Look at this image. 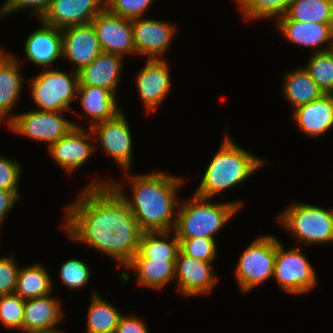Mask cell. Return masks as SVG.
Masks as SVG:
<instances>
[{"label":"cell","mask_w":333,"mask_h":333,"mask_svg":"<svg viewBox=\"0 0 333 333\" xmlns=\"http://www.w3.org/2000/svg\"><path fill=\"white\" fill-rule=\"evenodd\" d=\"M111 181L94 179L65 211L62 227L70 238L88 244L126 267L138 252L143 231Z\"/></svg>","instance_id":"6da1fadb"},{"label":"cell","mask_w":333,"mask_h":333,"mask_svg":"<svg viewBox=\"0 0 333 333\" xmlns=\"http://www.w3.org/2000/svg\"><path fill=\"white\" fill-rule=\"evenodd\" d=\"M131 186V197L124 193L122 185L110 182V186L123 198L143 232L173 231L179 199L175 195L185 179L165 172H153L125 176ZM175 215V216H174Z\"/></svg>","instance_id":"7a4b0ae2"},{"label":"cell","mask_w":333,"mask_h":333,"mask_svg":"<svg viewBox=\"0 0 333 333\" xmlns=\"http://www.w3.org/2000/svg\"><path fill=\"white\" fill-rule=\"evenodd\" d=\"M265 163L263 159L236 145L226 133L194 193L211 199L222 191L240 185Z\"/></svg>","instance_id":"3957f363"},{"label":"cell","mask_w":333,"mask_h":333,"mask_svg":"<svg viewBox=\"0 0 333 333\" xmlns=\"http://www.w3.org/2000/svg\"><path fill=\"white\" fill-rule=\"evenodd\" d=\"M209 199L194 193L188 201H180L173 230L177 238L214 239L243 205L238 201L211 204Z\"/></svg>","instance_id":"277c9868"},{"label":"cell","mask_w":333,"mask_h":333,"mask_svg":"<svg viewBox=\"0 0 333 333\" xmlns=\"http://www.w3.org/2000/svg\"><path fill=\"white\" fill-rule=\"evenodd\" d=\"M291 205L281 212L278 221L293 238L305 245L333 243V209L298 202Z\"/></svg>","instance_id":"5b68a950"},{"label":"cell","mask_w":333,"mask_h":333,"mask_svg":"<svg viewBox=\"0 0 333 333\" xmlns=\"http://www.w3.org/2000/svg\"><path fill=\"white\" fill-rule=\"evenodd\" d=\"M69 74L47 69L32 78L31 96L39 111L63 112L72 109L70 103L77 98L79 82L77 72Z\"/></svg>","instance_id":"8992f818"},{"label":"cell","mask_w":333,"mask_h":333,"mask_svg":"<svg viewBox=\"0 0 333 333\" xmlns=\"http://www.w3.org/2000/svg\"><path fill=\"white\" fill-rule=\"evenodd\" d=\"M276 237L264 235L254 240L240 256L235 274L241 291L249 292L274 275Z\"/></svg>","instance_id":"52a82bcc"},{"label":"cell","mask_w":333,"mask_h":333,"mask_svg":"<svg viewBox=\"0 0 333 333\" xmlns=\"http://www.w3.org/2000/svg\"><path fill=\"white\" fill-rule=\"evenodd\" d=\"M307 256L298 248L285 250L276 238L274 275L280 287L288 294H304L316 287L317 278Z\"/></svg>","instance_id":"ba28073f"},{"label":"cell","mask_w":333,"mask_h":333,"mask_svg":"<svg viewBox=\"0 0 333 333\" xmlns=\"http://www.w3.org/2000/svg\"><path fill=\"white\" fill-rule=\"evenodd\" d=\"M62 112L33 110L14 115L7 124L13 132L31 138L32 140L48 143V148L65 136L78 123L67 120Z\"/></svg>","instance_id":"9c48e42d"},{"label":"cell","mask_w":333,"mask_h":333,"mask_svg":"<svg viewBox=\"0 0 333 333\" xmlns=\"http://www.w3.org/2000/svg\"><path fill=\"white\" fill-rule=\"evenodd\" d=\"M125 114L120 111L114 118L99 122L91 128L99 139L102 150L108 153L120 166L126 170L132 163V132Z\"/></svg>","instance_id":"30bf717a"},{"label":"cell","mask_w":333,"mask_h":333,"mask_svg":"<svg viewBox=\"0 0 333 333\" xmlns=\"http://www.w3.org/2000/svg\"><path fill=\"white\" fill-rule=\"evenodd\" d=\"M102 52L136 55L132 20L111 13L106 7L91 21Z\"/></svg>","instance_id":"8fae6325"},{"label":"cell","mask_w":333,"mask_h":333,"mask_svg":"<svg viewBox=\"0 0 333 333\" xmlns=\"http://www.w3.org/2000/svg\"><path fill=\"white\" fill-rule=\"evenodd\" d=\"M212 264L188 257L179 251L175 262L178 292L189 297L209 294L218 280L212 271Z\"/></svg>","instance_id":"7c38bea8"},{"label":"cell","mask_w":333,"mask_h":333,"mask_svg":"<svg viewBox=\"0 0 333 333\" xmlns=\"http://www.w3.org/2000/svg\"><path fill=\"white\" fill-rule=\"evenodd\" d=\"M132 28L136 54L146 59H161L177 30L170 23L142 17L132 20Z\"/></svg>","instance_id":"4fadbf2b"},{"label":"cell","mask_w":333,"mask_h":333,"mask_svg":"<svg viewBox=\"0 0 333 333\" xmlns=\"http://www.w3.org/2000/svg\"><path fill=\"white\" fill-rule=\"evenodd\" d=\"M104 8L105 0H51L39 21L64 29L91 23Z\"/></svg>","instance_id":"5bb4252c"},{"label":"cell","mask_w":333,"mask_h":333,"mask_svg":"<svg viewBox=\"0 0 333 333\" xmlns=\"http://www.w3.org/2000/svg\"><path fill=\"white\" fill-rule=\"evenodd\" d=\"M63 58L74 63L75 72L89 65L102 52L92 23L62 29Z\"/></svg>","instance_id":"9a60e30c"},{"label":"cell","mask_w":333,"mask_h":333,"mask_svg":"<svg viewBox=\"0 0 333 333\" xmlns=\"http://www.w3.org/2000/svg\"><path fill=\"white\" fill-rule=\"evenodd\" d=\"M137 91L145 109L150 112L163 102L172 86L167 61L147 59L144 67L136 77Z\"/></svg>","instance_id":"2e32d148"},{"label":"cell","mask_w":333,"mask_h":333,"mask_svg":"<svg viewBox=\"0 0 333 333\" xmlns=\"http://www.w3.org/2000/svg\"><path fill=\"white\" fill-rule=\"evenodd\" d=\"M92 133L91 128L87 132L83 127H73L47 151L62 169L73 172L80 169L94 152L95 146L88 140L94 135Z\"/></svg>","instance_id":"e0dca14e"},{"label":"cell","mask_w":333,"mask_h":333,"mask_svg":"<svg viewBox=\"0 0 333 333\" xmlns=\"http://www.w3.org/2000/svg\"><path fill=\"white\" fill-rule=\"evenodd\" d=\"M275 26L289 42L310 47L313 53L333 48V23L299 22L282 15L275 20ZM325 43L329 47L322 48Z\"/></svg>","instance_id":"ac0fdd59"},{"label":"cell","mask_w":333,"mask_h":333,"mask_svg":"<svg viewBox=\"0 0 333 333\" xmlns=\"http://www.w3.org/2000/svg\"><path fill=\"white\" fill-rule=\"evenodd\" d=\"M61 301L50 295L26 299L24 305L22 331L41 333L61 331L56 325L63 319Z\"/></svg>","instance_id":"d6986e66"},{"label":"cell","mask_w":333,"mask_h":333,"mask_svg":"<svg viewBox=\"0 0 333 333\" xmlns=\"http://www.w3.org/2000/svg\"><path fill=\"white\" fill-rule=\"evenodd\" d=\"M40 24L41 27L26 39L24 51L31 63L48 68L59 57H63L62 29L47 25L42 21Z\"/></svg>","instance_id":"ffe728a7"},{"label":"cell","mask_w":333,"mask_h":333,"mask_svg":"<svg viewBox=\"0 0 333 333\" xmlns=\"http://www.w3.org/2000/svg\"><path fill=\"white\" fill-rule=\"evenodd\" d=\"M293 120L305 134L317 137L333 127V94L293 109Z\"/></svg>","instance_id":"44dd1931"},{"label":"cell","mask_w":333,"mask_h":333,"mask_svg":"<svg viewBox=\"0 0 333 333\" xmlns=\"http://www.w3.org/2000/svg\"><path fill=\"white\" fill-rule=\"evenodd\" d=\"M123 57L101 52L95 60L77 72L79 85L98 86L115 94L123 70Z\"/></svg>","instance_id":"7402d4cb"},{"label":"cell","mask_w":333,"mask_h":333,"mask_svg":"<svg viewBox=\"0 0 333 333\" xmlns=\"http://www.w3.org/2000/svg\"><path fill=\"white\" fill-rule=\"evenodd\" d=\"M17 58L0 49V123L4 119L8 124L13 119L10 111L17 104L23 88Z\"/></svg>","instance_id":"603a6c76"},{"label":"cell","mask_w":333,"mask_h":333,"mask_svg":"<svg viewBox=\"0 0 333 333\" xmlns=\"http://www.w3.org/2000/svg\"><path fill=\"white\" fill-rule=\"evenodd\" d=\"M116 94L110 90L90 85H79L77 99L92 122L91 126L114 118L121 110L117 106Z\"/></svg>","instance_id":"cb8c5ba5"},{"label":"cell","mask_w":333,"mask_h":333,"mask_svg":"<svg viewBox=\"0 0 333 333\" xmlns=\"http://www.w3.org/2000/svg\"><path fill=\"white\" fill-rule=\"evenodd\" d=\"M171 233H174L171 238ZM171 238V239H169ZM180 251V241L174 231L143 232L138 252L132 259L153 261H176Z\"/></svg>","instance_id":"d4e9b609"},{"label":"cell","mask_w":333,"mask_h":333,"mask_svg":"<svg viewBox=\"0 0 333 333\" xmlns=\"http://www.w3.org/2000/svg\"><path fill=\"white\" fill-rule=\"evenodd\" d=\"M284 79L282 93L294 107L293 109L308 104L324 95V92L310 77L304 67L296 68L289 74L285 73Z\"/></svg>","instance_id":"484cf974"},{"label":"cell","mask_w":333,"mask_h":333,"mask_svg":"<svg viewBox=\"0 0 333 333\" xmlns=\"http://www.w3.org/2000/svg\"><path fill=\"white\" fill-rule=\"evenodd\" d=\"M175 262L132 259L126 268L136 270L139 285L146 288L162 289L175 278Z\"/></svg>","instance_id":"4316f807"},{"label":"cell","mask_w":333,"mask_h":333,"mask_svg":"<svg viewBox=\"0 0 333 333\" xmlns=\"http://www.w3.org/2000/svg\"><path fill=\"white\" fill-rule=\"evenodd\" d=\"M51 280L49 273L39 263L20 268L15 294L24 300L48 296L53 288Z\"/></svg>","instance_id":"83f0119b"},{"label":"cell","mask_w":333,"mask_h":333,"mask_svg":"<svg viewBox=\"0 0 333 333\" xmlns=\"http://www.w3.org/2000/svg\"><path fill=\"white\" fill-rule=\"evenodd\" d=\"M92 301L88 310L87 330L90 333H115L121 317L119 310L98 293L92 292Z\"/></svg>","instance_id":"f1b7e54d"},{"label":"cell","mask_w":333,"mask_h":333,"mask_svg":"<svg viewBox=\"0 0 333 333\" xmlns=\"http://www.w3.org/2000/svg\"><path fill=\"white\" fill-rule=\"evenodd\" d=\"M285 15L293 21L333 23V0H293Z\"/></svg>","instance_id":"f546056e"},{"label":"cell","mask_w":333,"mask_h":333,"mask_svg":"<svg viewBox=\"0 0 333 333\" xmlns=\"http://www.w3.org/2000/svg\"><path fill=\"white\" fill-rule=\"evenodd\" d=\"M305 70L324 94H333V48L312 53Z\"/></svg>","instance_id":"4dcf8cb0"},{"label":"cell","mask_w":333,"mask_h":333,"mask_svg":"<svg viewBox=\"0 0 333 333\" xmlns=\"http://www.w3.org/2000/svg\"><path fill=\"white\" fill-rule=\"evenodd\" d=\"M246 20L273 19L285 15L293 0H235Z\"/></svg>","instance_id":"1f68e13d"},{"label":"cell","mask_w":333,"mask_h":333,"mask_svg":"<svg viewBox=\"0 0 333 333\" xmlns=\"http://www.w3.org/2000/svg\"><path fill=\"white\" fill-rule=\"evenodd\" d=\"M25 300L17 294L0 295V321L5 328L22 331Z\"/></svg>","instance_id":"d6a6232c"},{"label":"cell","mask_w":333,"mask_h":333,"mask_svg":"<svg viewBox=\"0 0 333 333\" xmlns=\"http://www.w3.org/2000/svg\"><path fill=\"white\" fill-rule=\"evenodd\" d=\"M180 251L188 257L212 262L217 253L215 239L209 238H178Z\"/></svg>","instance_id":"836d02e7"},{"label":"cell","mask_w":333,"mask_h":333,"mask_svg":"<svg viewBox=\"0 0 333 333\" xmlns=\"http://www.w3.org/2000/svg\"><path fill=\"white\" fill-rule=\"evenodd\" d=\"M90 268L79 259H69L60 268V277L63 285L70 289L85 286L91 277Z\"/></svg>","instance_id":"e575fe53"},{"label":"cell","mask_w":333,"mask_h":333,"mask_svg":"<svg viewBox=\"0 0 333 333\" xmlns=\"http://www.w3.org/2000/svg\"><path fill=\"white\" fill-rule=\"evenodd\" d=\"M153 0H105V7L113 14L128 20L143 17Z\"/></svg>","instance_id":"d590c367"},{"label":"cell","mask_w":333,"mask_h":333,"mask_svg":"<svg viewBox=\"0 0 333 333\" xmlns=\"http://www.w3.org/2000/svg\"><path fill=\"white\" fill-rule=\"evenodd\" d=\"M19 269L13 256L0 257V295L15 293Z\"/></svg>","instance_id":"8d00e7d4"},{"label":"cell","mask_w":333,"mask_h":333,"mask_svg":"<svg viewBox=\"0 0 333 333\" xmlns=\"http://www.w3.org/2000/svg\"><path fill=\"white\" fill-rule=\"evenodd\" d=\"M21 169L17 160L0 155V190L18 191Z\"/></svg>","instance_id":"74e56055"},{"label":"cell","mask_w":333,"mask_h":333,"mask_svg":"<svg viewBox=\"0 0 333 333\" xmlns=\"http://www.w3.org/2000/svg\"><path fill=\"white\" fill-rule=\"evenodd\" d=\"M50 2L51 0H6L0 9V17L30 7L31 13L39 20L47 11Z\"/></svg>","instance_id":"f35d334b"},{"label":"cell","mask_w":333,"mask_h":333,"mask_svg":"<svg viewBox=\"0 0 333 333\" xmlns=\"http://www.w3.org/2000/svg\"><path fill=\"white\" fill-rule=\"evenodd\" d=\"M115 333H149L143 319L133 315H121Z\"/></svg>","instance_id":"ab89813d"},{"label":"cell","mask_w":333,"mask_h":333,"mask_svg":"<svg viewBox=\"0 0 333 333\" xmlns=\"http://www.w3.org/2000/svg\"><path fill=\"white\" fill-rule=\"evenodd\" d=\"M18 192L0 190V228L7 213L10 212L16 201L20 199V193Z\"/></svg>","instance_id":"60d3db41"},{"label":"cell","mask_w":333,"mask_h":333,"mask_svg":"<svg viewBox=\"0 0 333 333\" xmlns=\"http://www.w3.org/2000/svg\"><path fill=\"white\" fill-rule=\"evenodd\" d=\"M41 333H64V332H62V330H61V331L41 332Z\"/></svg>","instance_id":"b9f144b4"}]
</instances>
